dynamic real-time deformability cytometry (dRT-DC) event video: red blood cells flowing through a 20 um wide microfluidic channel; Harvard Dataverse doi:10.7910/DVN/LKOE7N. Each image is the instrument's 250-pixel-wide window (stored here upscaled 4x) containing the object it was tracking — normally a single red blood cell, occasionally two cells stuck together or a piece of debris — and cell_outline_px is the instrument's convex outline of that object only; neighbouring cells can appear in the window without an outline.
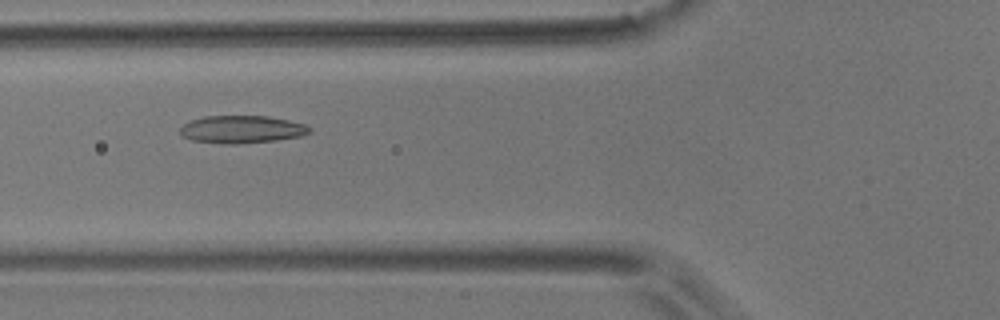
{"species": "common noctule bat (a hibernating species)", "species_latin": "Nyctalus noctula", "temperature_condition": "room temperature", "stored_images_in_passage": 3, "camera_frame_rate_fps": 3000, "um_per_image_px": 0.085, "animal": {"sex": "male", "body_mass_g": 17.9}, "frame": {"image": 1, "passage_image": 2, "time_ms": 1.333, "image_size_px": [1000, 320], "cell_outline_px": [[312, 132], [304, 136], [276, 140], [236, 144], [224, 144], [192, 140], [180, 136], [180, 128], [184, 124], [192, 120], [204, 116], [268, 116], [288, 120], [304, 124], [312, 128]], "centroid_in_image_um": [20.57, 11.0], "position_along_channel_um": 105.2, "area_um2": 20.98}}
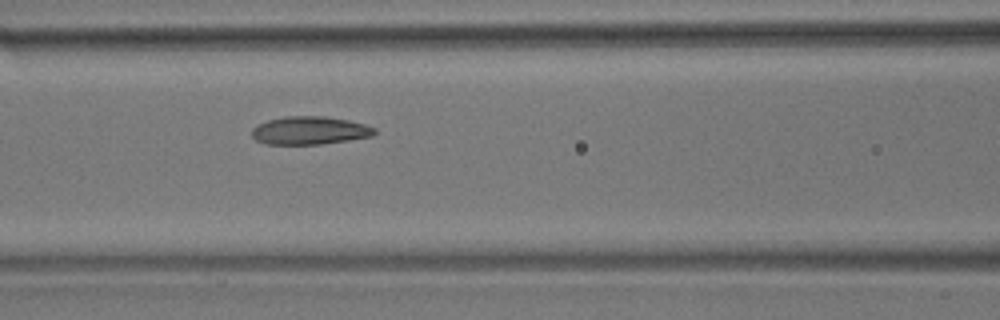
{"frame": {"image": 2, "passage_image": 3, "time_ms": 2.333, "image_size_px": [1000, 320], "cell_outline_px": [[376, 132], [372, 136], [348, 140], [320, 144], [264, 144], [256, 140], [252, 136], [252, 128], [256, 124], [268, 120], [284, 116], [324, 116], [348, 120], [364, 124], [376, 128]], "centroid_in_image_um": [26.3, 11.09], "position_along_channel_um": 140.3, "area_um2": 20.11}}